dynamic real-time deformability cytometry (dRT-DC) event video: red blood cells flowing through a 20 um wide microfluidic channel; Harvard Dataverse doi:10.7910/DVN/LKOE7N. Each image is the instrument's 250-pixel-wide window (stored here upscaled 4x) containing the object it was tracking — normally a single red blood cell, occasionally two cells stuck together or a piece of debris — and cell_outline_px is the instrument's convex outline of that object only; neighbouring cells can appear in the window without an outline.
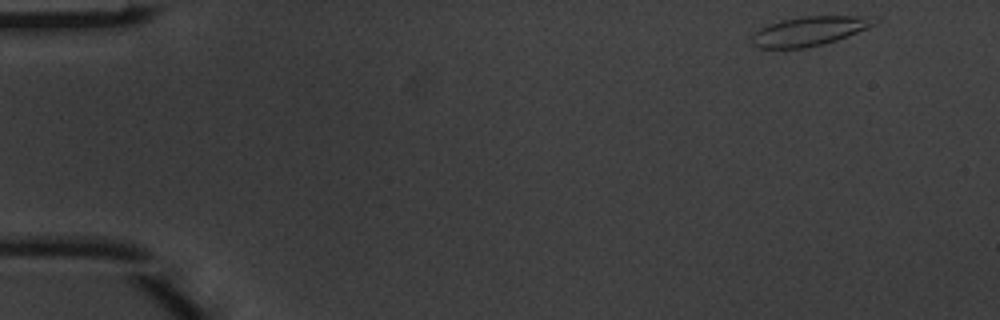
{"species": "common noctule bat (a hibernating species)", "species_latin": "Nyctalus noctula", "temperature_condition": "warm", "stored_images_in_passage": 4, "camera_frame_rate_fps": 3000, "um_per_image_px": 0.085, "animal": {"sex": "male", "body_mass_g": 20.1, "forearm_length_mm": 53.5}, "frame": {"image": 1, "passage_image": 1, "time_ms": 0.0, "image_size_px": [1000, 320], "cell_outline_px": [[880, 20], [876, 24], [868, 28], [848, 36], [824, 44], [804, 48], [760, 48], [752, 44], [752, 36], [760, 28], [768, 24], [780, 20], [804, 16], [872, 16]], "centroid_in_image_um": [68.83, 2.63], "position_along_channel_um": 16.2, "area_um2": 20.98}}